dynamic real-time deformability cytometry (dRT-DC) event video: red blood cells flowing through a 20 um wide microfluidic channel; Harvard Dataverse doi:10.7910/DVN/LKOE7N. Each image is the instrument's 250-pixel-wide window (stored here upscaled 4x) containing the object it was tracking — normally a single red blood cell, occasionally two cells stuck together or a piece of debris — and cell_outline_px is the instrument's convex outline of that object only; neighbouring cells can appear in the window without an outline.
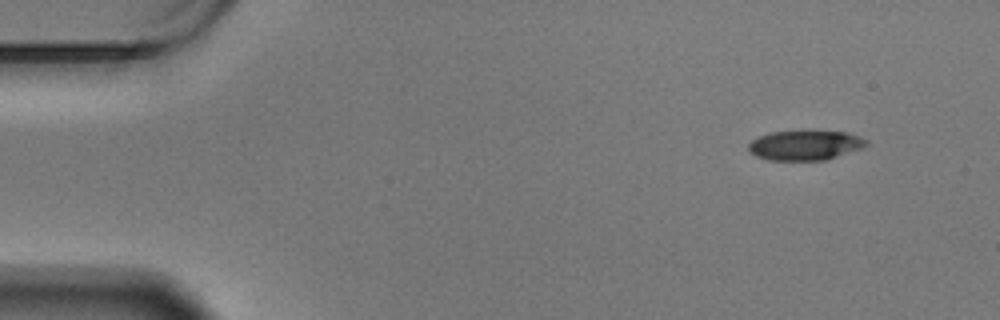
{"species": "Egyptian fruit bat (a non-hibernating species)", "species_latin": "Rousettus aegyptiacus", "temperature_condition": "warm", "stored_images_in_passage": 55, "camera_frame_rate_fps": 3000, "um_per_image_px": 0.085, "animal": {"sex": "male"}, "frame": {"image": 1, "passage_image": 1, "time_ms": 0.0, "image_size_px": [1000, 320], "cell_outline_px": [[868, 144], [864, 148], [828, 160], [768, 160], [756, 156], [748, 152], [748, 144], [752, 140], [760, 136], [772, 132], [844, 132], [868, 140]], "centroid_in_image_um": [68.44, 12.38], "position_along_channel_um": 16.6, "area_um2": 20.29}}
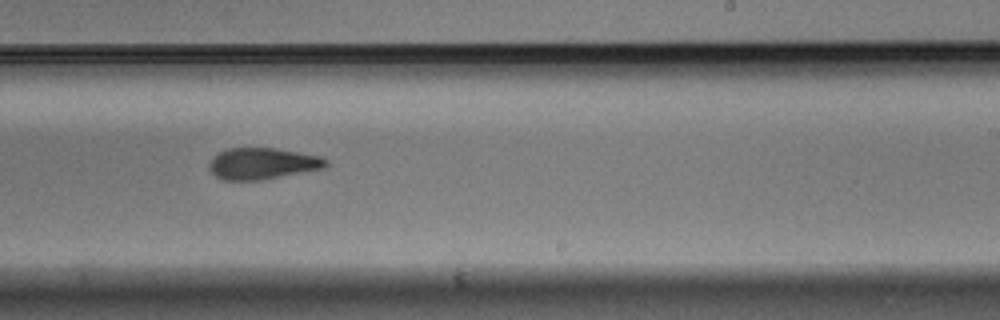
{"frame": {"image": 2, "passage_image": 32, "time_ms": 10.333, "image_size_px": [1000, 320], "cell_outline_px": [[328, 164], [324, 168], [260, 180], [220, 180], [208, 168], [208, 164], [220, 152], [228, 148], [276, 148], [320, 156], [328, 160]], "centroid_in_image_um": [22.31, 13.9], "position_along_channel_um": 266.7, "area_um2": 21.21}}
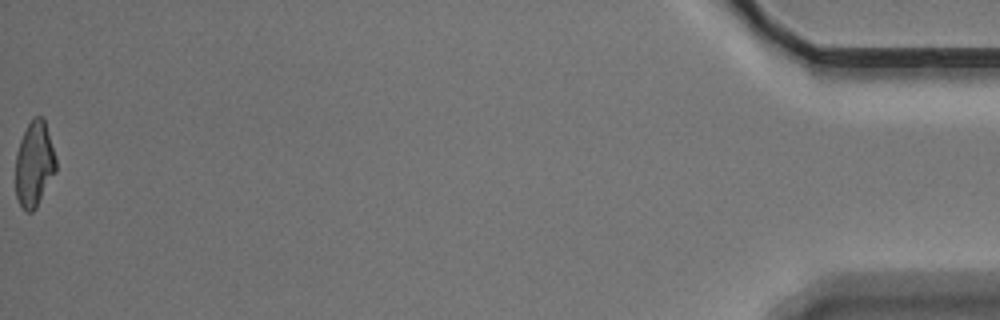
{"frame": {"image": 3, "passage_image": 55, "time_ms": 18.0, "image_size_px": [1000, 320], "cell_outline_px": [[56, 172], [36, 208], [32, 212], [28, 212], [20, 204], [16, 196], [16, 152], [20, 140], [28, 124], [36, 116], [44, 116], [56, 156]], "centroid_in_image_um": [2.93, 13.93], "position_along_channel_um": 432.3, "area_um2": 20.17}, "authors_computed_cell_mechanics": {"area_um2": 21.7328, "velocity_mm_per_s": 3.4318, "shape_relaxation_time_tau1_ms": 4.7917, "shape_relaxation_time_tau2_ms": 4.4081, "deformation_change_tau1": 0.1478, "deformation_change_tau2": 0.1216}}